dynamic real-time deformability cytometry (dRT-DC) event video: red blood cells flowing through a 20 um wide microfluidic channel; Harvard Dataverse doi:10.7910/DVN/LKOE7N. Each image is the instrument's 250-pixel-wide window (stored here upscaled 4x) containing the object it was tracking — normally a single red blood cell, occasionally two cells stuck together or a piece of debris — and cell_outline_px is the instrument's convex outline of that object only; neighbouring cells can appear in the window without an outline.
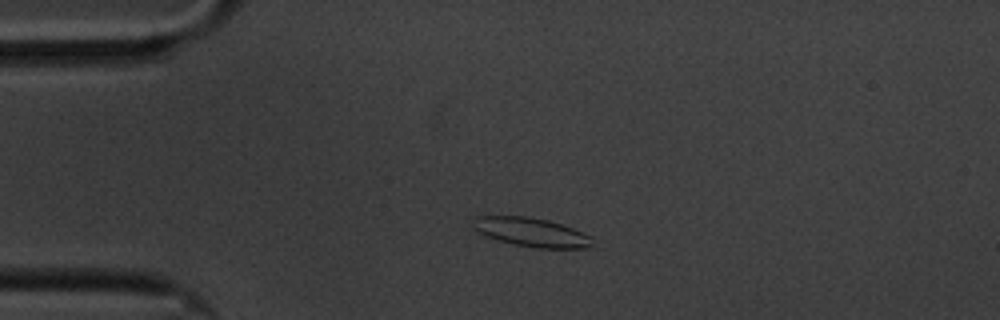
{"species": "common noctule bat (a hibernating species)", "species_latin": "Nyctalus noctula", "temperature_condition": "cold", "stored_images_in_passage": 56, "camera_frame_rate_fps": 3000, "um_per_image_px": 0.085, "animal": {"sex": "male", "body_mass_g": 20.1, "forearm_length_mm": 53.5}, "frame": {"image": 1, "passage_image": 10, "time_ms": 3.0, "image_size_px": [1000, 320], "cell_outline_px": [[596, 248], [536, 248], [512, 244], [488, 236], [472, 228], [472, 216], [528, 216], [548, 220], [572, 228], [592, 236]], "centroid_in_image_um": [45.21, 19.74], "position_along_channel_um": 39.8, "area_um2": 20.35}}
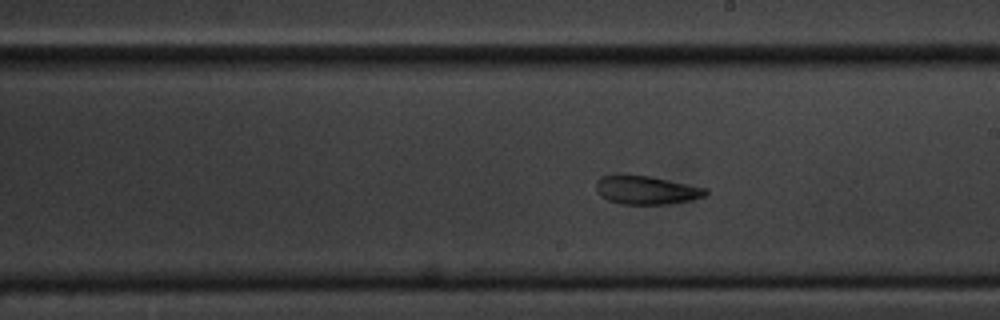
{"frame": {"image": 2, "passage_image": 30, "time_ms": 9.667, "image_size_px": [1000, 320], "cell_outline_px": [[708, 192], [704, 196], [692, 200], [672, 204], [620, 204], [608, 200], [600, 196], [596, 192], [596, 180], [600, 176], [620, 172], [648, 176], [708, 188]], "centroid_in_image_um": [54.87, 16.13], "position_along_channel_um": 234.1, "area_um2": 18.79}}
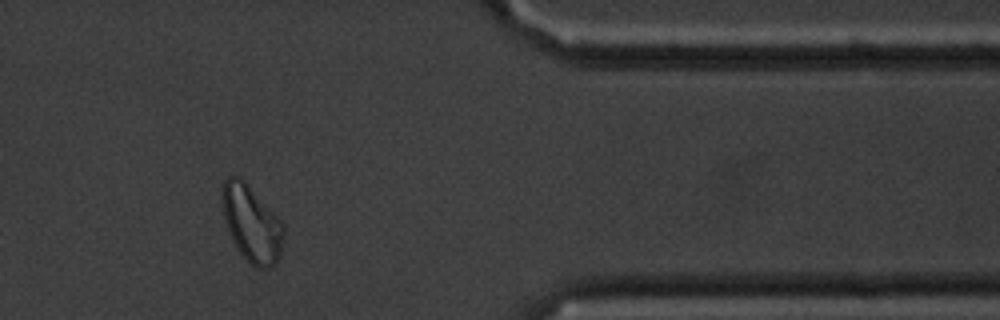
{"frame": {"image": 3, "passage_image": 46, "time_ms": 15.0, "image_size_px": [1000, 320], "cell_outline_px": [[284, 236], [280, 260], [268, 268], [256, 268], [240, 252], [232, 240], [224, 220], [224, 180], [228, 176], [236, 176], [244, 180], [284, 224]], "centroid_in_image_um": [21.43, 19.05], "position_along_channel_um": 390.0, "area_um2": 26.88}, "authors_computed_cell_mechanics": {"area_um2": 20.3456, "velocity_mm_per_s": 3.3308, "shape_relaxation_time_tau1_ms": null, "shape_relaxation_time_tau2_ms": 3.3518, "deformation_change_tau1": null, "deformation_change_tau2": 0.1022}}